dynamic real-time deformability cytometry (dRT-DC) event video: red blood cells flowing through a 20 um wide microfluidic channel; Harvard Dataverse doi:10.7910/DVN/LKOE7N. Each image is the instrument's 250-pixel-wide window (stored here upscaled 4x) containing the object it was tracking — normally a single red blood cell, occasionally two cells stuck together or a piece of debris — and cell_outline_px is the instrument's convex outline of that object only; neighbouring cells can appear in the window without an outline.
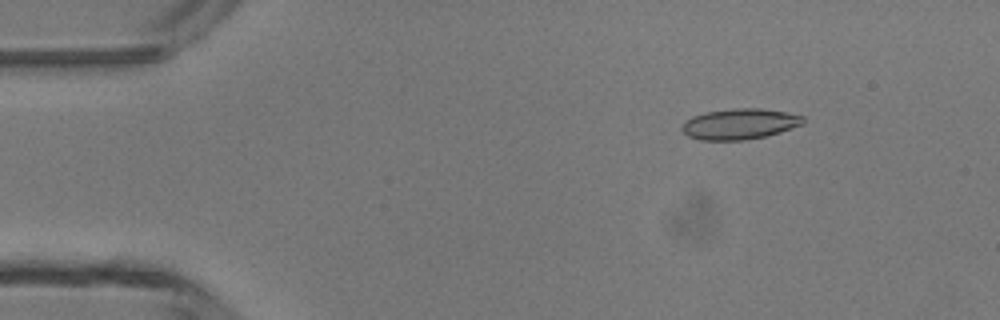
{"species": "common noctule bat (a hibernating species)", "species_latin": "Nyctalus noctula", "temperature_condition": "room temperature", "stored_images_in_passage": 46, "camera_frame_rate_fps": 3000, "um_per_image_px": 0.085, "animal": {"sex": "male", "body_mass_g": 13.3}, "frame": {"image": 1, "passage_image": 6, "time_ms": 1.667, "image_size_px": [1000, 320], "cell_outline_px": [[804, 124], [768, 136], [744, 140], [700, 140], [688, 136], [680, 128], [684, 120], [692, 116], [708, 112], [732, 108], [760, 108], [784, 112], [804, 116]], "centroid_in_image_um": [62.86, 10.54], "position_along_channel_um": 22.1, "area_um2": 21.79}}
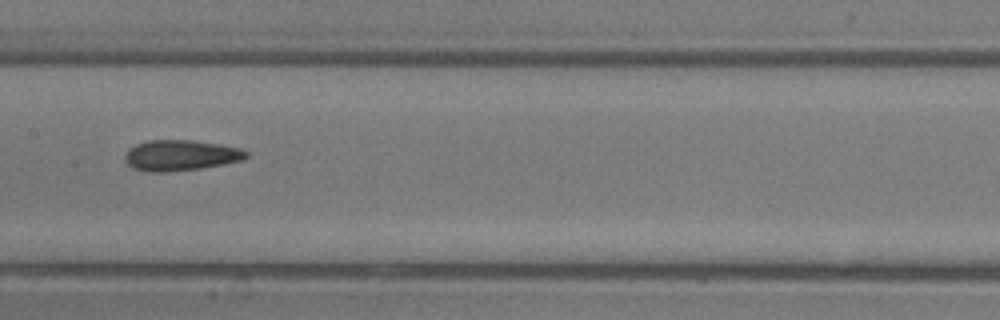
{"frame": {"image": 2, "passage_image": 23, "time_ms": 7.333, "image_size_px": [1000, 320], "cell_outline_px": [[248, 156], [244, 160], [224, 164], [200, 168], [164, 172], [152, 172], [132, 168], [124, 160], [124, 156], [128, 148], [136, 144], [148, 140], [192, 140], [220, 144], [240, 148], [248, 152]], "centroid_in_image_um": [15.35, 13.2], "position_along_channel_um": 192.1, "area_um2": 21.79}}
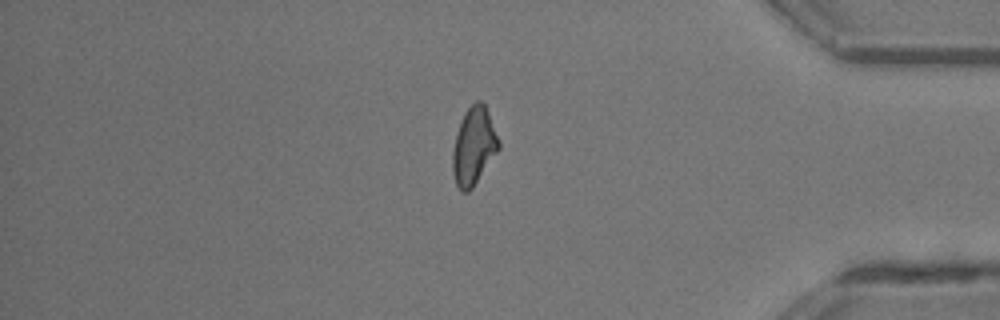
{"frame": {"image": 3, "passage_image": 39, "time_ms": 12.667, "image_size_px": [1000, 320], "cell_outline_px": [[500, 148], [472, 188], [468, 192], [460, 192], [456, 184], [452, 172], [452, 152], [456, 132], [464, 112], [476, 100], [480, 100], [484, 104], [488, 112], [500, 140]], "centroid_in_image_um": [40.26, 12.43], "position_along_channel_um": 394.9, "area_um2": 20.92}, "authors_computed_cell_mechanics": {"area_um2": 21.0103, "velocity_mm_per_s": 4.3924, "shape_relaxation_time_tau1_ms": 5.6361, "shape_relaxation_time_tau2_ms": 3.6248, "deformation_change_tau1": 0.1338, "deformation_change_tau2": 0.1177}}